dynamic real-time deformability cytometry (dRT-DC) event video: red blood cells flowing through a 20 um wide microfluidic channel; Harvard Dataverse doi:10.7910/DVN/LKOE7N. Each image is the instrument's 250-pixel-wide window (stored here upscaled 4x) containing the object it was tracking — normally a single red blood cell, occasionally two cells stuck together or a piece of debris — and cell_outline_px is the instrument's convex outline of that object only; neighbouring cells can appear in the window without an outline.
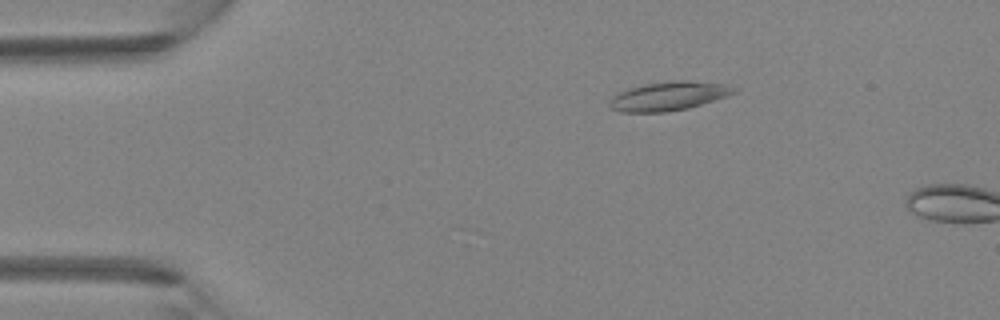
{"species": "Egyptian fruit bat (a non-hibernating species)", "species_latin": "Rousettus aegyptiacus", "temperature_condition": "room temperature", "stored_images_in_passage": 2, "camera_frame_rate_fps": 3000, "um_per_image_px": 0.085, "animal": {"sex": "female"}, "frame": {"image": 1, "passage_image": 1, "time_ms": 0.0, "image_size_px": [1000, 320], "cell_outline_px": [[740, 88], [736, 92], [728, 96], [688, 108], [664, 112], [620, 112], [612, 108], [608, 104], [608, 100], [612, 96], [628, 88], [644, 84], [672, 80], [684, 80], [724, 84]], "centroid_in_image_um": [56.84, 8.16], "position_along_channel_um": 28.2, "area_um2": 21.04}}